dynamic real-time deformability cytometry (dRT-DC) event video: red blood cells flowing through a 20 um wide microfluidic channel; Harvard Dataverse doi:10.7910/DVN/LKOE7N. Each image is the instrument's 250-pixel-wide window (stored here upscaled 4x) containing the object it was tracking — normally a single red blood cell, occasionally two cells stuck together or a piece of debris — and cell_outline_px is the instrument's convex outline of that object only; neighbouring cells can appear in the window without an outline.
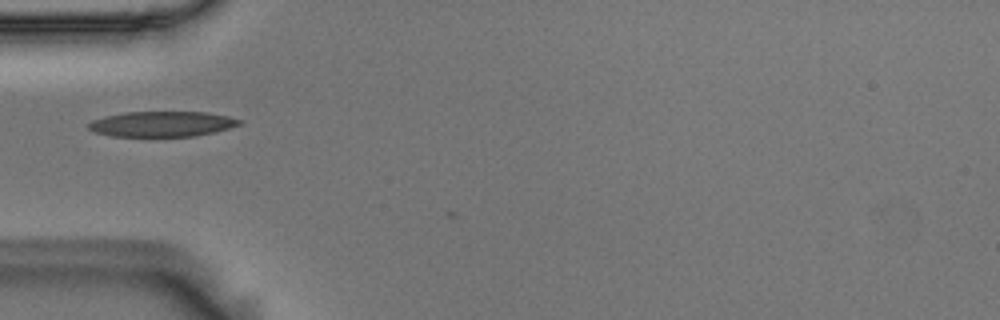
{"species": "Egyptian fruit bat (a non-hibernating species)", "species_latin": "Rousettus aegyptiacus", "temperature_condition": "room temperature", "stored_images_in_passage": 24, "camera_frame_rate_fps": 3000, "um_per_image_px": 0.085, "animal": {"sex": "male"}, "frame": {"image": 1, "passage_image": 1, "time_ms": 0.0, "image_size_px": [1000, 320], "cell_outline_px": [[244, 120], [240, 124], [228, 128], [212, 132], [192, 136], [112, 136], [96, 132], [88, 128], [88, 124], [92, 120], [124, 112], [208, 112], [228, 116]], "centroid_in_image_um": [13.79, 10.53], "position_along_channel_um": 71.2, "area_um2": 22.02}}
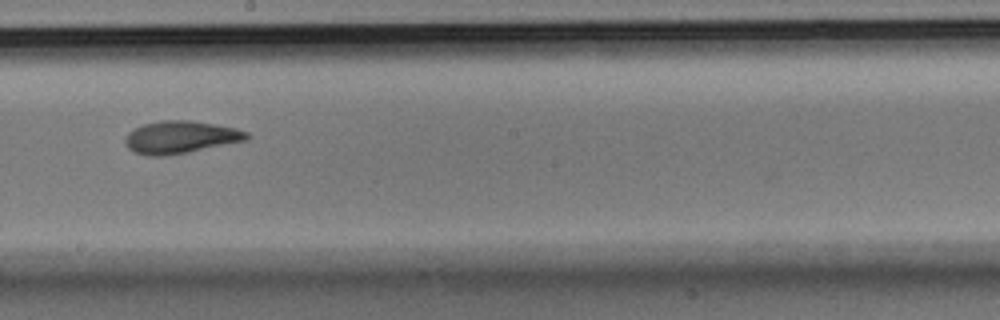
{"frame": {"image": 2, "passage_image": 14, "time_ms": 4.333, "image_size_px": [1000, 320], "cell_outline_px": [[248, 136], [244, 140], [188, 152], [164, 156], [148, 156], [136, 152], [128, 148], [124, 144], [124, 140], [128, 132], [144, 124], [164, 120], [192, 120], [236, 128], [248, 132]], "centroid_in_image_um": [15.3, 11.66], "position_along_channel_um": 232.9, "area_um2": 22.72}}
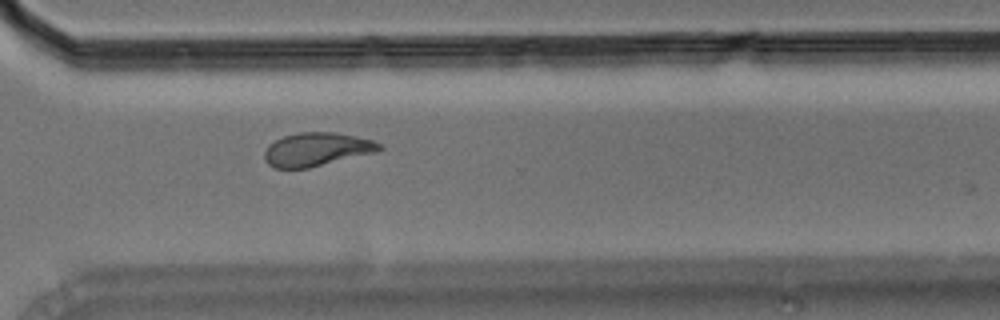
{"frame": {"image": 3, "passage_image": 23, "time_ms": 7.333, "image_size_px": [1000, 320], "cell_outline_px": [[384, 148], [376, 152], [308, 168], [276, 168], [268, 164], [264, 160], [264, 152], [268, 144], [284, 136], [300, 132], [336, 132], [372, 140], [380, 144]], "centroid_in_image_um": [26.9, 12.69], "position_along_channel_um": 343.7, "area_um2": 22.31}}